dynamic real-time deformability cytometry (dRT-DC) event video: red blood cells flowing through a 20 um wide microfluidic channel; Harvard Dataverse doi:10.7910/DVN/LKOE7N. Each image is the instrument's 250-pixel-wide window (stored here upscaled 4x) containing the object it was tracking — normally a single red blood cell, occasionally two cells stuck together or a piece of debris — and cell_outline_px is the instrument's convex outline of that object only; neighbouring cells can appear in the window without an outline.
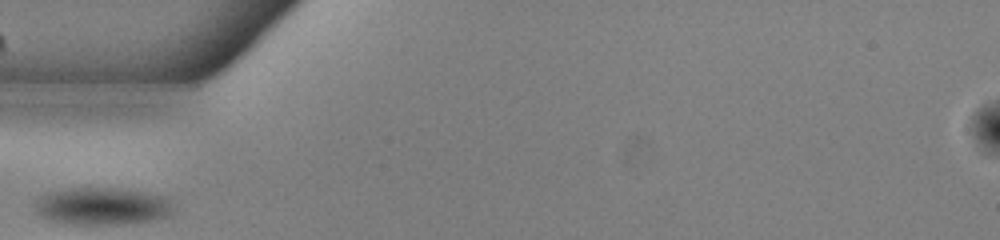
{"species": "common noctule bat (a hibernating species)", "species_latin": "Nyctalus noctula", "temperature_condition": "warm", "stored_images_in_passage": 26, "camera_frame_rate_fps": 3000, "um_per_image_px": 0.085, "animal": {"sex": "male", "body_mass_g": 13.0, "forearm_length_mm": 53.1}, "frame": {"image": 1, "passage_image": 1, "time_ms": 0.0, "image_size_px": [1000, 240], "cell_outline_px": [[176, 208], [168, 216], [136, 224], [64, 224], [48, 220], [40, 216], [36, 212], [36, 204], [44, 196], [52, 192], [72, 188], [120, 188], [148, 192], [168, 196], [172, 200]], "centroid_in_image_um": [8.82, 17.54], "position_along_channel_um": 76.2, "area_um2": 30.58}}
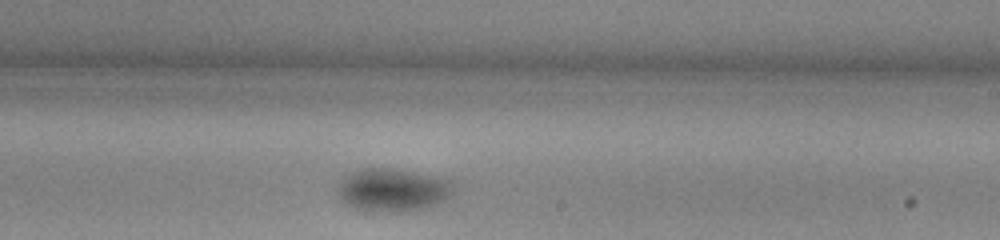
{"frame": {"image": 2, "passage_image": 15, "time_ms": 4.667, "image_size_px": [1000, 240], "cell_outline_px": [[456, 188], [444, 200], [436, 204], [420, 208], [400, 212], [388, 212], [356, 208], [344, 204], [336, 188], [336, 184], [344, 176], [356, 168], [392, 168], [452, 180], [456, 184]], "centroid_in_image_um": [33.34, 16.12], "position_along_channel_um": 255.7, "area_um2": 29.07}}
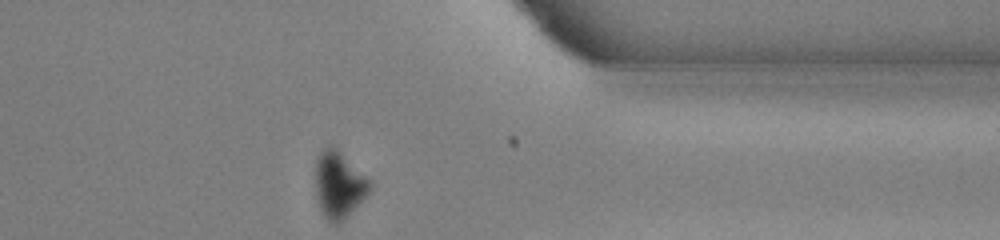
{"frame": {"image": 3, "passage_image": 26, "time_ms": 8.333, "image_size_px": [1000, 240], "cell_outline_px": [[372, 192], [340, 224], [332, 224], [324, 216], [316, 200], [316, 160], [320, 152], [324, 148], [332, 144], [372, 180]], "centroid_in_image_um": [28.85, 15.73], "position_along_channel_um": 382.5, "area_um2": 21.68}}